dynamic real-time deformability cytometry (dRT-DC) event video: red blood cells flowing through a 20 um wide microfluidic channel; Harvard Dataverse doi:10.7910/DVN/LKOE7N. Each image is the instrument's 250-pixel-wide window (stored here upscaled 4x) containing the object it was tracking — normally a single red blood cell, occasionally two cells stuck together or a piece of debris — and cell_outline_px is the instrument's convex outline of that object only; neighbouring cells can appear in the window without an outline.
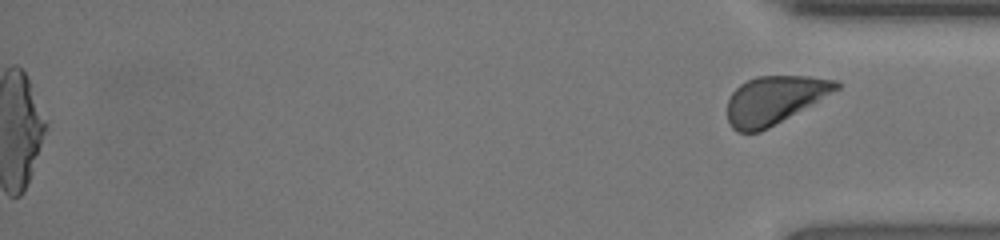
{"species": "human", "species_latin": "Homo sapiens", "temperature_condition": "room temperature", "stored_images_in_passage": 48, "segment_of_instrument_passage": [2, 2], "camera_frame_rate_fps": 3000, "um_per_image_px": 0.085, "donor": {"sex": "female"}, "frame": {"image": 1, "passage_image": 48, "time_ms": 15.667, "image_size_px": [1000, 240], "cell_outline_px": [[840, 88], [768, 128], [760, 132], [736, 132], [732, 128], [728, 120], [728, 100], [732, 92], [740, 84], [756, 76], [808, 76], [836, 80], [840, 84]], "centroid_in_image_um": [65.79, 8.49], "position_along_channel_um": 369.4, "area_um2": 30.11}}